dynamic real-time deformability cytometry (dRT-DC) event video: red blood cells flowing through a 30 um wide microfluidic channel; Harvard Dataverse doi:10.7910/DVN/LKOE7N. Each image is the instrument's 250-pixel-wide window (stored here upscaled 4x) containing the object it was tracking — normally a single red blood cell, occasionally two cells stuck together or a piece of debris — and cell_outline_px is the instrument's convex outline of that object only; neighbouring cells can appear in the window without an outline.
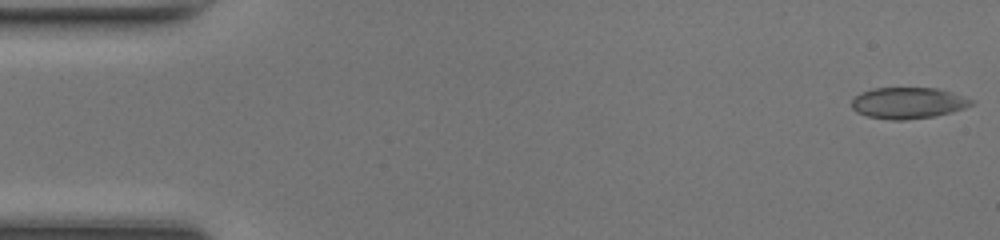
{"species": "common noctule bat (a hibernating species)", "species_latin": "Nyctalus noctula", "temperature_condition": "room temperature", "stored_images_in_passage": 47, "camera_frame_rate_fps": 3000, "um_per_image_px": 0.085, "animal": {"sex": "female", "body_mass_g": 17.0, "forearm_length_mm": 48.0}, "frame": {"image": 1, "passage_image": 1, "time_ms": 0.0, "image_size_px": [1000, 240], "cell_outline_px": [[976, 100], [972, 104], [964, 108], [952, 112], [932, 116], [904, 120], [892, 120], [868, 116], [856, 112], [852, 108], [852, 100], [860, 92], [872, 88], [936, 88], [952, 92]], "centroid_in_image_um": [77.19, 8.74], "position_along_channel_um": 7.8, "area_um2": 21.79}}
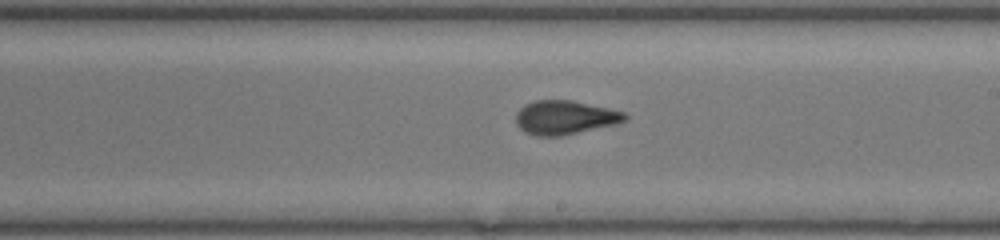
{"frame": {"image": 2, "passage_image": 27, "time_ms": 8.667, "image_size_px": [1000, 240], "cell_outline_px": [[628, 120], [616, 124], [560, 136], [536, 136], [524, 132], [516, 124], [516, 112], [524, 104], [536, 100], [572, 100], [608, 108], [624, 112], [628, 116]], "centroid_in_image_um": [48.0, 9.98], "position_along_channel_um": 241.0, "area_um2": 21.62}}
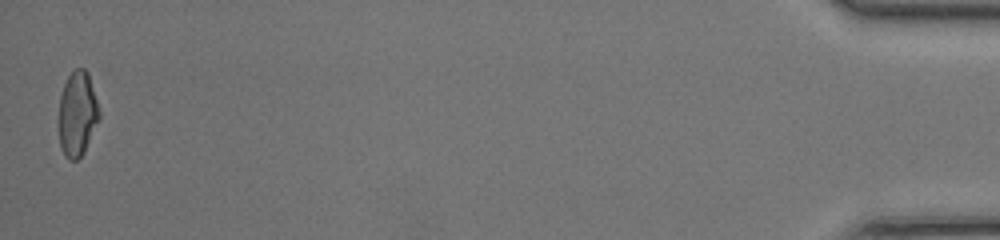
{"frame": {"image": 3, "passage_image": 47, "time_ms": 15.333, "image_size_px": [1000, 240], "cell_outline_px": [[100, 120], [84, 152], [76, 160], [68, 160], [64, 156], [60, 148], [60, 96], [64, 84], [68, 76], [76, 68], [84, 68], [88, 72], [100, 112]], "centroid_in_image_um": [6.6, 9.7], "position_along_channel_um": 428.6, "area_um2": 19.94}, "authors_computed_cell_mechanics": {"area_um2": 21.4438, "velocity_mm_per_s": 4.3501, "shape_relaxation_time_tau1_ms": 7.6821, "shape_relaxation_time_tau2_ms": 1.1848, "deformation_change_tau1": 0.19, "deformation_change_tau2": 0.066}}